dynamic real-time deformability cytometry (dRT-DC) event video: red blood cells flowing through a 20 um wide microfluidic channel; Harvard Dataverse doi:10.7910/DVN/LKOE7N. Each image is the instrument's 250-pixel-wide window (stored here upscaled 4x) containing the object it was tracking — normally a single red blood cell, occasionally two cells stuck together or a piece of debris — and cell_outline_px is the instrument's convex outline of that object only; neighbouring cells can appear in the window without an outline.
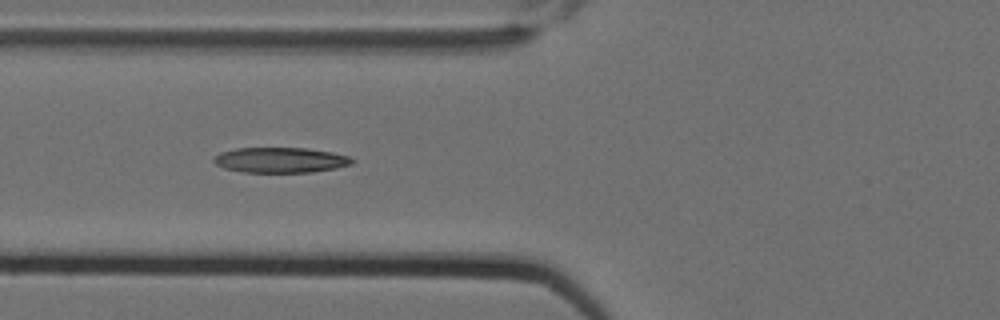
{"species": "Egyptian fruit bat (a non-hibernating species)", "species_latin": "Rousettus aegyptiacus", "temperature_condition": "cold", "stored_images_in_passage": 8, "camera_frame_rate_fps": 3000, "um_per_image_px": 0.085, "animal": {"sex": "female"}, "frame": {"image": 1, "passage_image": 6, "time_ms": 1.667, "image_size_px": [1000, 320], "cell_outline_px": [[356, 160], [352, 164], [336, 168], [312, 172], [240, 172], [224, 168], [216, 164], [212, 160], [220, 152], [236, 148], [308, 148], [332, 152], [348, 156]], "centroid_in_image_um": [23.85, 13.6], "position_along_channel_um": 102.0, "area_um2": 20.46}}
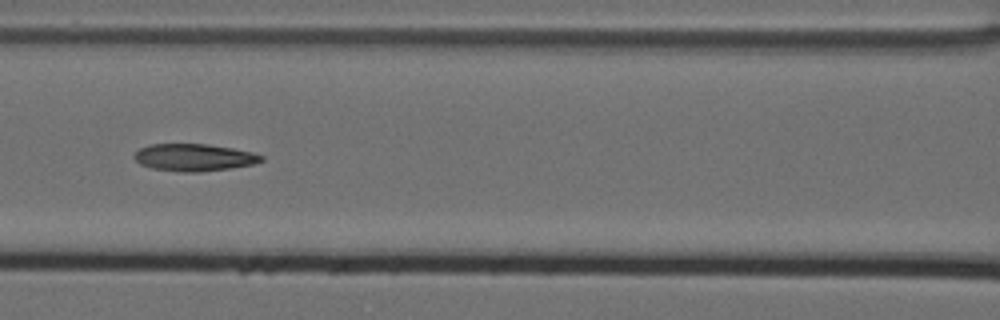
{"frame": {"image": 2, "passage_image": 7, "time_ms": 2.0, "image_size_px": [1000, 320], "cell_outline_px": [[264, 160], [252, 164], [228, 168], [200, 172], [184, 172], [152, 168], [140, 164], [132, 156], [140, 148], [148, 144], [208, 144], [232, 148], [252, 152], [264, 156]], "centroid_in_image_um": [16.47, 13.37], "position_along_channel_um": 150.1, "area_um2": 20.06}}
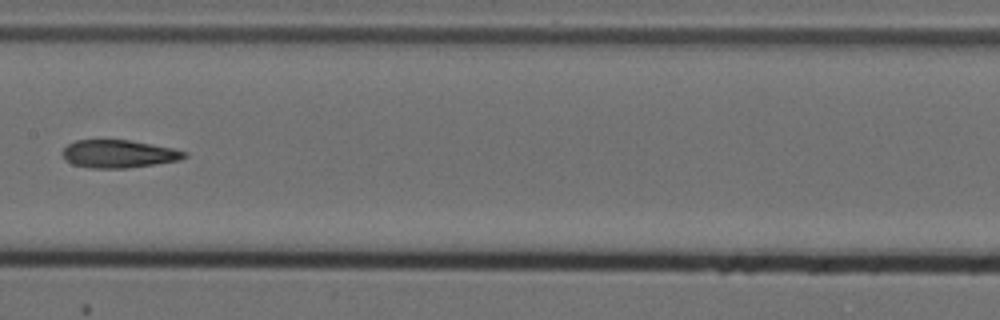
{"frame": {"image": 3, "passage_image": 8, "time_ms": 2.333, "image_size_px": [1000, 320], "cell_outline_px": [[188, 156], [180, 160], [156, 164], [128, 168], [88, 168], [72, 164], [64, 160], [60, 152], [68, 144], [76, 140], [128, 140], [172, 148], [188, 152]], "centroid_in_image_um": [10.06, 13.09], "position_along_channel_um": 197.3, "area_um2": 19.94}}